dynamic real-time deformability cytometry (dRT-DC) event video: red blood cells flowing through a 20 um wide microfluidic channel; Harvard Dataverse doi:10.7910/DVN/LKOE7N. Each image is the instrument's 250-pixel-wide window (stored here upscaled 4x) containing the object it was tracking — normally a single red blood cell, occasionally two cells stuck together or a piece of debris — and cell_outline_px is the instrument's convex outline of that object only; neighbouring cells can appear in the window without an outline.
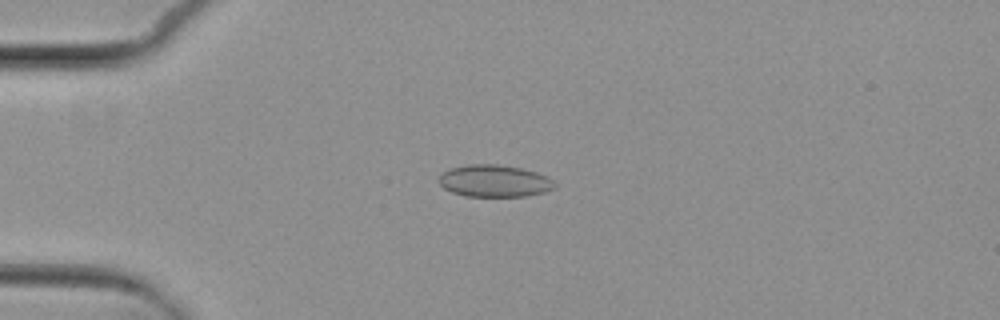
{"species": "common noctule bat (a hibernating species)", "species_latin": "Nyctalus noctula", "temperature_condition": "cold", "stored_images_in_passage": 4, "camera_frame_rate_fps": 3000, "um_per_image_px": 0.085, "animal": {"sex": "female", "body_mass_g": 29.2, "forearm_length_mm": 56.3}, "frame": {"image": 1, "passage_image": 3, "time_ms": 2.333, "image_size_px": [1000, 320], "cell_outline_px": [[556, 188], [544, 192], [528, 196], [464, 196], [452, 192], [444, 188], [440, 184], [440, 176], [448, 168], [468, 164], [496, 164], [520, 168], [536, 172], [548, 176], [556, 184]], "centroid_in_image_um": [42.04, 15.38], "position_along_channel_um": 43.0, "area_um2": 21.68}}